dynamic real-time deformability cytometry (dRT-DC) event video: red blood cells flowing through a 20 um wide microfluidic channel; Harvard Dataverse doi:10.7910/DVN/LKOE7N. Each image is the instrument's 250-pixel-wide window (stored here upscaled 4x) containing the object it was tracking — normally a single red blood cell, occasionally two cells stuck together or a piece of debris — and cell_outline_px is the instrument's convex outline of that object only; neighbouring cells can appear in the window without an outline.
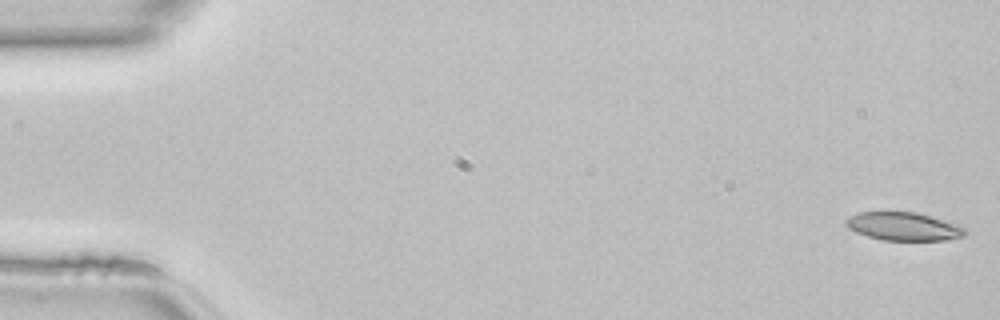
{"species": "common noctule bat (a hibernating species)", "species_latin": "Nyctalus noctula", "temperature_condition": "room temperature", "stored_images_in_passage": 47, "camera_frame_rate_fps": 3000, "um_per_image_px": 0.085, "animal": {"sex": "female", "body_mass_g": 22.7, "forearm_length_mm": 54.2}, "frame": {"image": 1, "passage_image": 1, "time_ms": 0.0, "image_size_px": [1000, 320], "cell_outline_px": [[968, 232], [964, 236], [944, 240], [884, 240], [868, 236], [856, 232], [848, 228], [844, 224], [844, 220], [860, 212], [916, 212], [932, 216], [956, 224], [964, 228]], "centroid_in_image_um": [76.8, 19.24], "position_along_channel_um": 8.2, "area_um2": 19.48}}
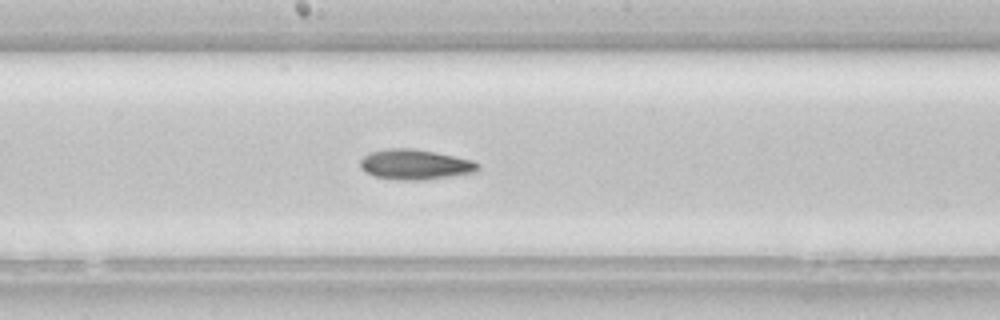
{"frame": {"image": 2, "passage_image": 25, "time_ms": 8.0, "image_size_px": [1000, 320], "cell_outline_px": [[480, 168], [476, 172], [420, 180], [400, 180], [376, 176], [364, 172], [360, 168], [360, 160], [368, 152], [388, 148], [412, 148], [436, 152], [472, 160], [480, 164]], "centroid_in_image_um": [35.26, 13.97], "position_along_channel_um": 212.9, "area_um2": 20.69}}
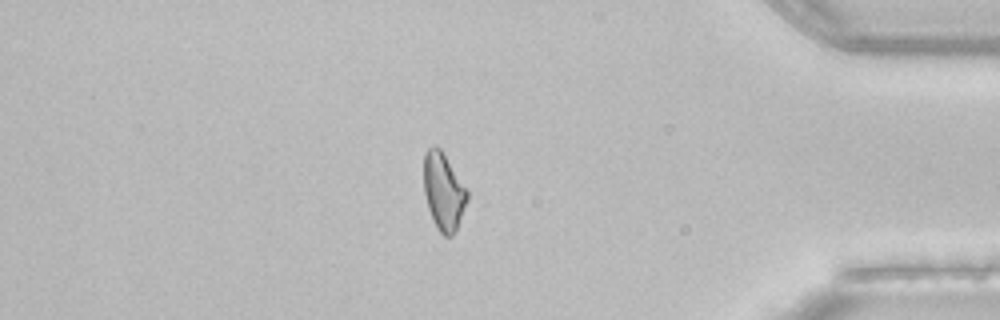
{"frame": {"image": 3, "passage_image": 40, "time_ms": 13.0, "image_size_px": [1000, 320], "cell_outline_px": [[468, 200], [456, 228], [452, 236], [444, 236], [436, 228], [432, 220], [428, 208], [424, 192], [424, 156], [428, 148], [440, 148], [468, 192]], "centroid_in_image_um": [37.68, 16.32], "position_along_channel_um": 397.5, "area_um2": 19.13}}